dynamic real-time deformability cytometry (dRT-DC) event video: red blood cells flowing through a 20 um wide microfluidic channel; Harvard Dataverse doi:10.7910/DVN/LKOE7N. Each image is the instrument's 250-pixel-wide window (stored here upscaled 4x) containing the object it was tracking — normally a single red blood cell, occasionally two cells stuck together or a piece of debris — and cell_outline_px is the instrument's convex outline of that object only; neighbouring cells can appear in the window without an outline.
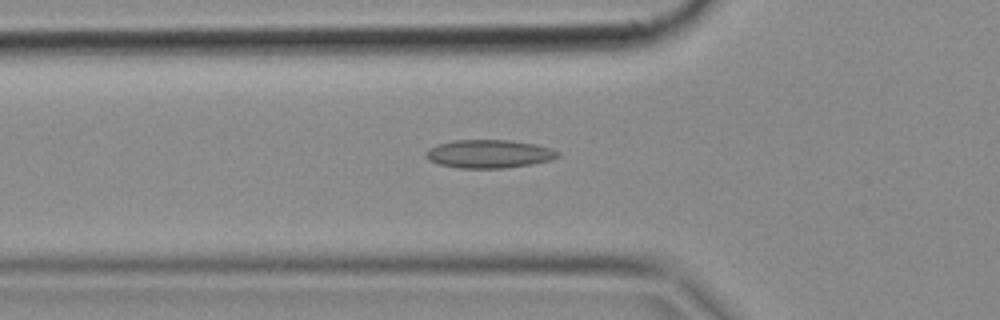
{"species": "common noctule bat (a hibernating species)", "species_latin": "Nyctalus noctula", "temperature_condition": "cold", "stored_images_in_passage": 35, "camera_frame_rate_fps": 3000, "um_per_image_px": 0.085, "animal": {"sex": "female", "body_mass_g": 18.4}, "frame": {"image": 1, "passage_image": 2, "time_ms": 0.333, "image_size_px": [1000, 320], "cell_outline_px": [[560, 156], [552, 160], [532, 164], [504, 168], [456, 168], [440, 164], [428, 160], [424, 156], [428, 148], [440, 144], [456, 140], [512, 140], [536, 144], [560, 152]], "centroid_in_image_um": [41.58, 13.08], "position_along_channel_um": 84.2, "area_um2": 21.79}}
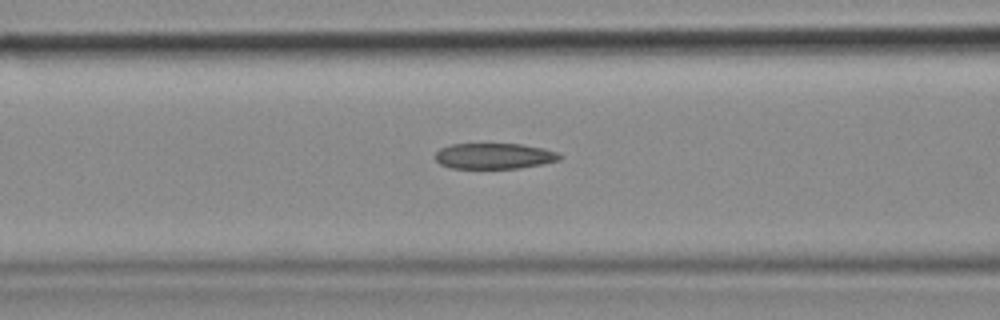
{"frame": {"image": 2, "passage_image": 5, "time_ms": 1.333, "image_size_px": [1000, 320], "cell_outline_px": [[564, 156], [560, 160], [544, 164], [520, 168], [452, 168], [440, 164], [432, 156], [440, 148], [452, 144], [520, 144], [540, 148], [556, 152]], "centroid_in_image_um": [41.99, 13.27], "position_along_channel_um": 124.6, "area_um2": 18.73}}
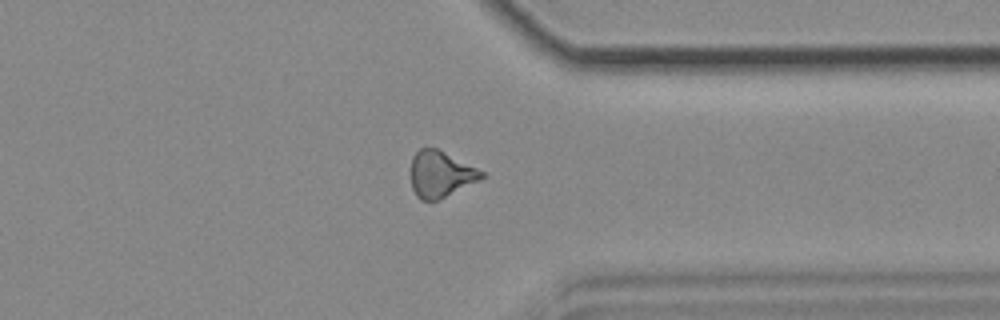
{"frame": {"image": 3, "passage_image": 24, "time_ms": 7.667, "image_size_px": [1000, 320], "cell_outline_px": [[484, 176], [480, 180], [436, 200], [420, 200], [416, 196], [412, 188], [412, 156], [420, 148], [436, 148], [484, 172]], "centroid_in_image_um": [37.43, 14.8], "position_along_channel_um": 374.0, "area_um2": 18.55}}